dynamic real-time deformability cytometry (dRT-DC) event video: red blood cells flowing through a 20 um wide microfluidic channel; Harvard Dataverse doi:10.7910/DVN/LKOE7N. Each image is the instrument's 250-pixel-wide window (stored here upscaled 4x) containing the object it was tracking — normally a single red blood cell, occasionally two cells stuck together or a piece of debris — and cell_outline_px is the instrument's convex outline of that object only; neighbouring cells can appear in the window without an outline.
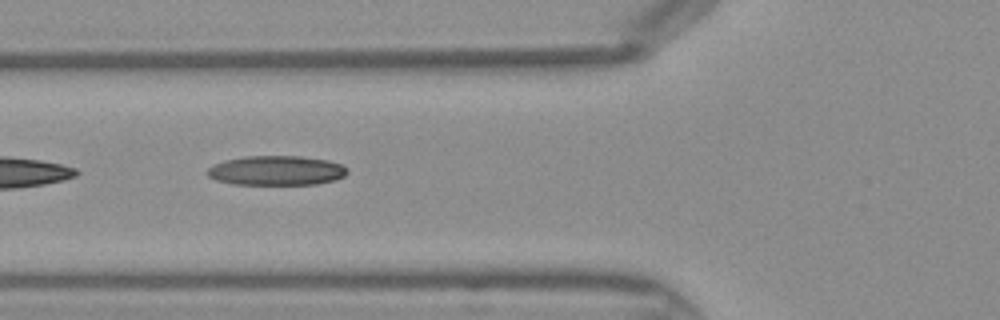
{"species": "Egyptian fruit bat (a non-hibernating species)", "species_latin": "Rousettus aegyptiacus", "temperature_condition": "warm", "stored_images_in_passage": 20, "camera_frame_rate_fps": 3000, "um_per_image_px": 0.085, "frame": {"image": 1, "passage_image": 16, "time_ms": 5.0, "image_size_px": [1000, 320], "cell_outline_px": [[348, 172], [344, 176], [336, 180], [316, 184], [232, 184], [216, 180], [208, 176], [208, 168], [224, 160], [244, 156], [300, 156], [328, 160], [340, 164], [348, 168]], "centroid_in_image_um": [23.52, 14.49], "position_along_channel_um": 102.3, "area_um2": 24.1}}